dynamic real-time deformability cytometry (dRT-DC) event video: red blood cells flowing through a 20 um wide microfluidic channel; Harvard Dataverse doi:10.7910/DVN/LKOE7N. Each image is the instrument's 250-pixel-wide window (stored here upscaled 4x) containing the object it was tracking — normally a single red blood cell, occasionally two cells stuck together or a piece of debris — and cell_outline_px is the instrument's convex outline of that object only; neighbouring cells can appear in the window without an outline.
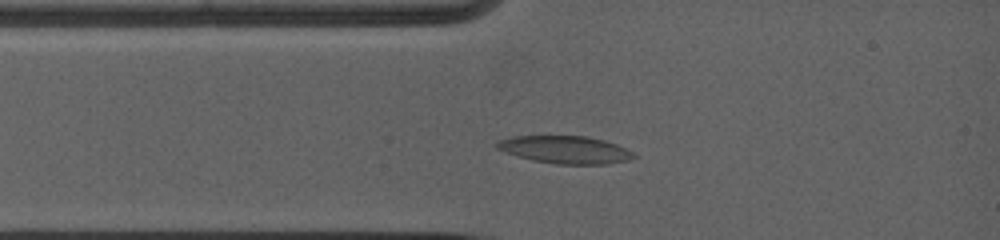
{"species": "common noctule bat (a hibernating species)", "species_latin": "Nyctalus noctula", "temperature_condition": "warm", "stored_images_in_passage": 20, "camera_frame_rate_fps": 5000, "um_per_image_px": 0.085, "animal": {"sex": "female", "body_mass_g": 19.0, "forearm_length_mm": 53.3}, "frame": {"image": 1, "passage_image": 4, "time_ms": 1.0, "image_size_px": [1000, 240], "cell_outline_px": [[636, 156], [628, 160], [604, 164], [556, 164], [532, 160], [504, 152], [496, 148], [496, 144], [500, 140], [512, 136], [588, 136], [604, 140], [616, 144], [632, 152]], "centroid_in_image_um": [48.02, 12.72], "position_along_channel_um": 37.0, "area_um2": 21.85}}
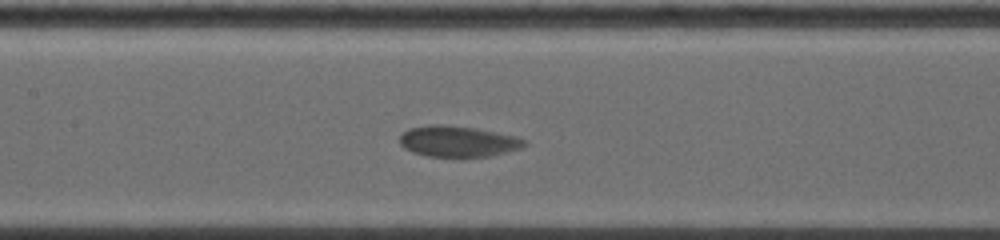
{"frame": {"image": 2, "passage_image": 13, "time_ms": 4.6, "image_size_px": [1000, 240], "cell_outline_px": [[528, 144], [520, 148], [488, 156], [428, 156], [412, 152], [404, 148], [400, 144], [400, 132], [408, 128], [432, 124], [440, 124], [476, 128], [516, 136], [528, 140]], "centroid_in_image_um": [38.9, 12.0], "position_along_channel_um": 168.5, "area_um2": 22.48}}
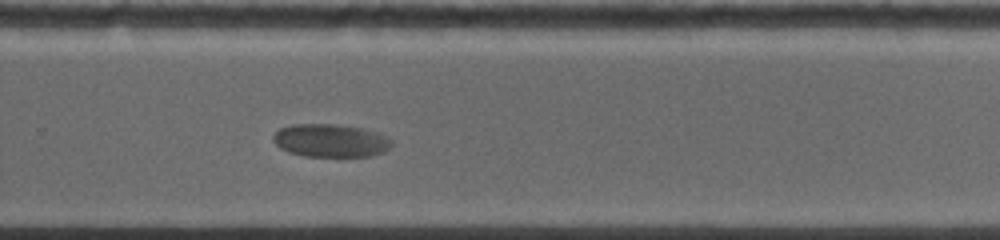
{"frame": {"image": 3, "passage_image": 20, "time_ms": 8.2, "image_size_px": [1000, 240], "cell_outline_px": [[392, 144], [384, 152], [368, 156], [304, 156], [288, 152], [280, 148], [272, 140], [272, 136], [280, 128], [292, 124], [336, 124], [360, 128], [380, 132], [392, 140]], "centroid_in_image_um": [28.09, 11.94], "position_along_channel_um": 301.7, "area_um2": 22.89}}